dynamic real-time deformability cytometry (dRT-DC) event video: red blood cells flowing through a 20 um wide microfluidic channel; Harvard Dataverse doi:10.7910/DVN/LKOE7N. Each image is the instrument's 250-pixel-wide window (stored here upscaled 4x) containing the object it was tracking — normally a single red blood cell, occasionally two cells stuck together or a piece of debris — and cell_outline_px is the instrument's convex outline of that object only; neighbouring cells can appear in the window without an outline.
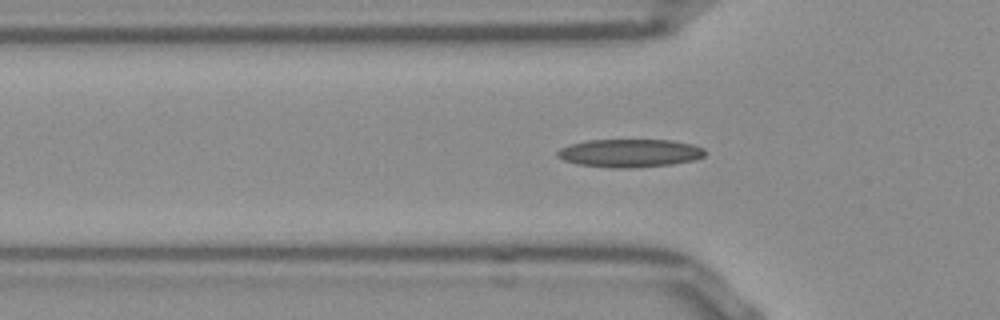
{"species": "Egyptian fruit bat (a non-hibernating species)", "species_latin": "Rousettus aegyptiacus", "temperature_condition": "room temperature", "stored_images_in_passage": 36, "camera_frame_rate_fps": 3000, "um_per_image_px": 0.085, "frame": {"image": 1, "passage_image": 3, "time_ms": 0.667, "image_size_px": [1000, 320], "cell_outline_px": [[704, 156], [692, 160], [672, 164], [632, 168], [612, 168], [576, 164], [564, 160], [556, 156], [556, 152], [560, 148], [568, 144], [588, 140], [672, 140], [692, 144], [704, 148]], "centroid_in_image_um": [53.48, 13.01], "position_along_channel_um": 72.3, "area_um2": 24.28}}
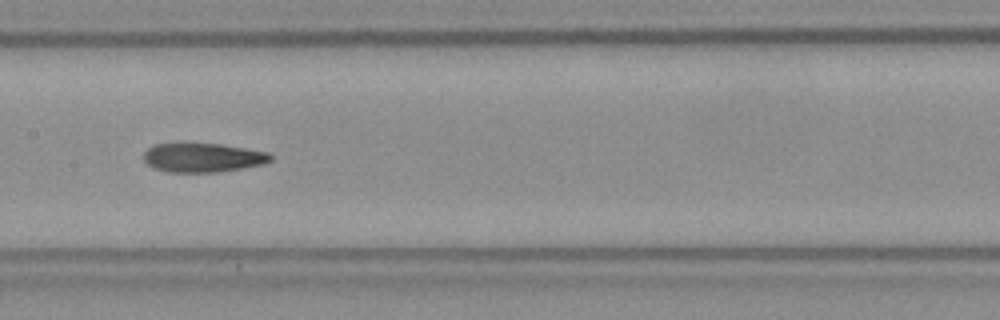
{"frame": {"image": 2, "passage_image": 12, "time_ms": 3.667, "image_size_px": [1000, 320], "cell_outline_px": [[272, 160], [264, 164], [216, 172], [168, 172], [152, 168], [144, 160], [144, 152], [148, 148], [156, 144], [220, 144], [268, 152], [272, 156]], "centroid_in_image_um": [17.23, 13.4], "position_along_channel_um": 190.2, "area_um2": 21.27}}
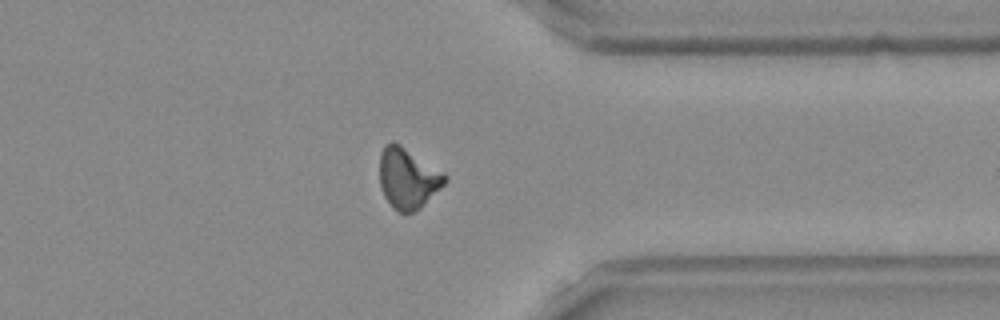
{"frame": {"image": 3, "passage_image": 27, "time_ms": 8.667, "image_size_px": [1000, 320], "cell_outline_px": [[448, 180], [420, 208], [412, 212], [400, 212], [392, 208], [384, 196], [380, 184], [380, 152], [384, 144], [392, 140], [400, 144], [444, 172], [448, 176]], "centroid_in_image_um": [34.65, 15.13], "position_along_channel_um": 376.7, "area_um2": 23.12}, "authors_computed_cell_mechanics": {"area_um2": 21.8195, "velocity_mm_per_s": 3.8911, "shape_relaxation_time_tau1_ms": null, "shape_relaxation_time_tau2_ms": 5.6901, "deformation_change_tau1": null, "deformation_change_tau2": 0.1459}}